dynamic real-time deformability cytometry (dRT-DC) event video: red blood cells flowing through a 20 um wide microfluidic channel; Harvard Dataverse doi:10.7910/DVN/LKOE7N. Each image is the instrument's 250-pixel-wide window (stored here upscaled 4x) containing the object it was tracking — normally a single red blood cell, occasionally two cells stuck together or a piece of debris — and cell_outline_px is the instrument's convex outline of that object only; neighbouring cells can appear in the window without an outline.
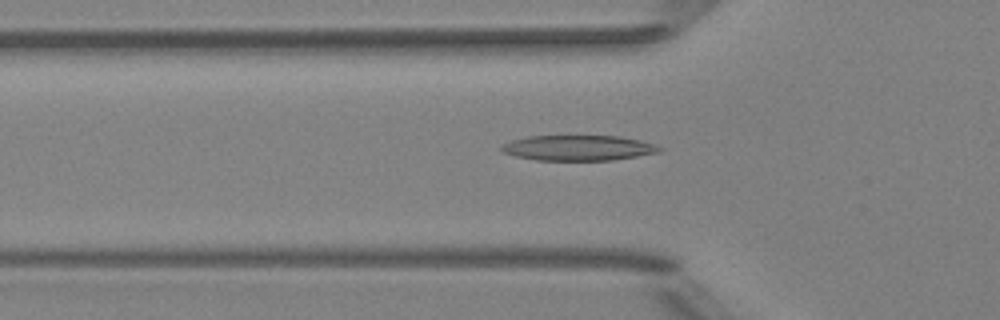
{"species": "Egyptian fruit bat (a non-hibernating species)", "species_latin": "Rousettus aegyptiacus", "temperature_condition": "room temperature", "stored_images_in_passage": 51, "camera_frame_rate_fps": 3000, "um_per_image_px": 0.085, "animal": {"sex": "female"}, "frame": {"image": 1, "passage_image": 17, "time_ms": 5.333, "image_size_px": [1000, 320], "cell_outline_px": [[664, 148], [660, 152], [612, 160], [536, 160], [516, 156], [504, 152], [500, 148], [500, 144], [512, 140], [528, 136], [620, 136], [640, 140], [656, 144]], "centroid_in_image_um": [49.17, 12.56], "position_along_channel_um": 76.6, "area_um2": 23.35}}
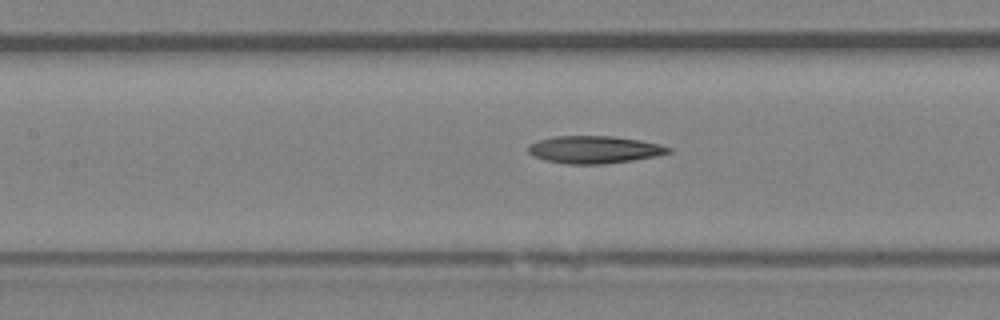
{"frame": {"image": 2, "passage_image": 23, "time_ms": 7.333, "image_size_px": [1000, 320], "cell_outline_px": [[672, 152], [656, 156], [632, 160], [604, 164], [564, 164], [544, 160], [532, 156], [528, 152], [528, 144], [540, 140], [556, 136], [612, 136], [640, 140], [660, 144], [672, 148]], "centroid_in_image_um": [50.51, 12.72], "position_along_channel_um": 156.9, "area_um2": 22.54}}
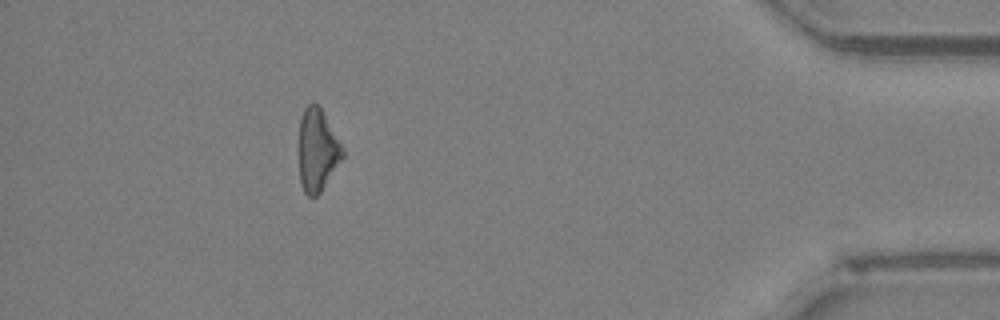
{"frame": {"image": 3, "passage_image": 46, "time_ms": 15.0, "image_size_px": [1000, 320], "cell_outline_px": [[344, 156], [320, 192], [316, 196], [308, 196], [304, 192], [300, 184], [300, 120], [304, 108], [308, 104], [316, 104], [320, 108], [344, 148]], "centroid_in_image_um": [26.98, 12.78], "position_along_channel_um": 408.2, "area_um2": 20.52}, "authors_computed_cell_mechanics": {"area_um2": 22.0796, "velocity_mm_per_s": 3.9954, "shape_relaxation_time_tau1_ms": 8.1399, "shape_relaxation_time_tau2_ms": null, "deformation_change_tau1": 0.1926, "deformation_change_tau2": null}}